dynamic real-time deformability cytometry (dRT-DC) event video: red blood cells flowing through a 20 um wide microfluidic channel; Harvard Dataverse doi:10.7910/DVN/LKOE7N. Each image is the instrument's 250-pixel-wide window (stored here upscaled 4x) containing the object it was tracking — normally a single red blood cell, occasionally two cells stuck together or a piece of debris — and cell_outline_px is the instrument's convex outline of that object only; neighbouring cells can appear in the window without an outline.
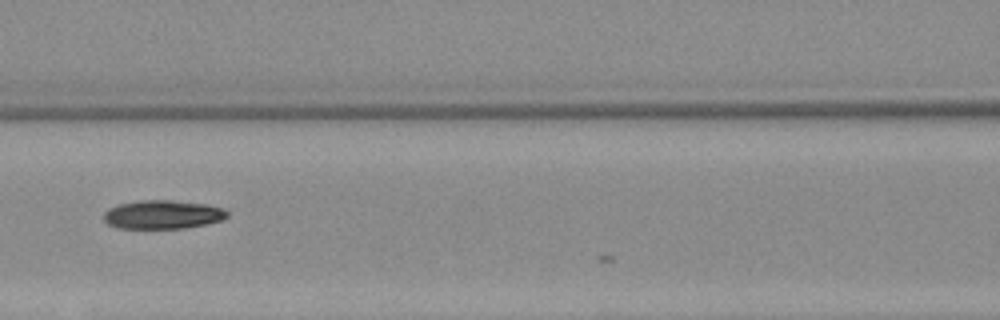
{"species": "Egyptian fruit bat (a non-hibernating species)", "species_latin": "Rousettus aegyptiacus", "temperature_condition": "warm", "stored_images_in_passage": 7, "camera_frame_rate_fps": 3000, "um_per_image_px": 0.085, "animal": {"sex": "female"}, "frame": {"image": 1, "passage_image": 4, "time_ms": 1.0, "image_size_px": [1000, 320], "cell_outline_px": [[228, 216], [220, 220], [208, 224], [184, 228], [116, 228], [108, 224], [104, 220], [104, 212], [108, 208], [120, 204], [140, 200], [172, 200], [208, 204], [224, 208], [228, 212]], "centroid_in_image_um": [13.84, 18.23], "position_along_channel_um": 152.8, "area_um2": 20.75}}